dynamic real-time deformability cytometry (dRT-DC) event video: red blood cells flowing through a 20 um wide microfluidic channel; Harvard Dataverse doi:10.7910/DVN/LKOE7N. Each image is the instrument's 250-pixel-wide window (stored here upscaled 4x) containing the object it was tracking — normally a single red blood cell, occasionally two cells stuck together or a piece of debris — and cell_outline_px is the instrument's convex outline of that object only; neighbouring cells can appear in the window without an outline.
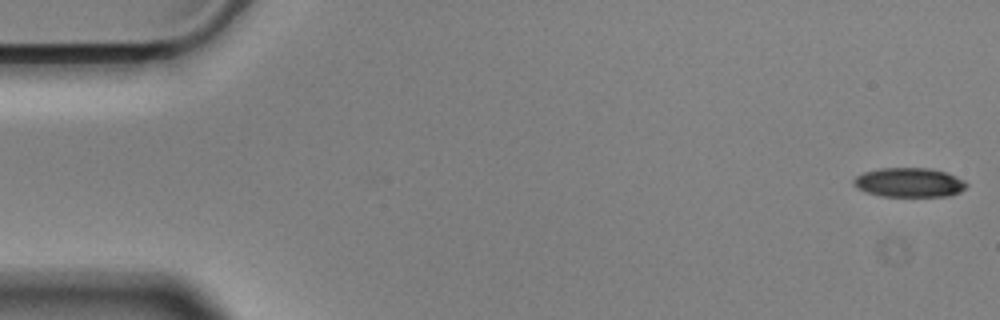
{"species": "Egyptian fruit bat (a non-hibernating species)", "species_latin": "Rousettus aegyptiacus", "temperature_condition": "cold", "stored_images_in_passage": 52, "camera_frame_rate_fps": 3000, "um_per_image_px": 0.085, "animal": {"sex": "male"}, "frame": {"image": 1, "passage_image": 1, "time_ms": 0.0, "image_size_px": [1000, 320], "cell_outline_px": [[968, 184], [960, 192], [948, 196], [884, 196], [868, 192], [856, 188], [852, 184], [852, 180], [856, 176], [864, 172], [880, 168], [928, 168], [944, 172], [964, 180]], "centroid_in_image_um": [77.25, 15.51], "position_along_channel_um": 7.7, "area_um2": 19.13}}
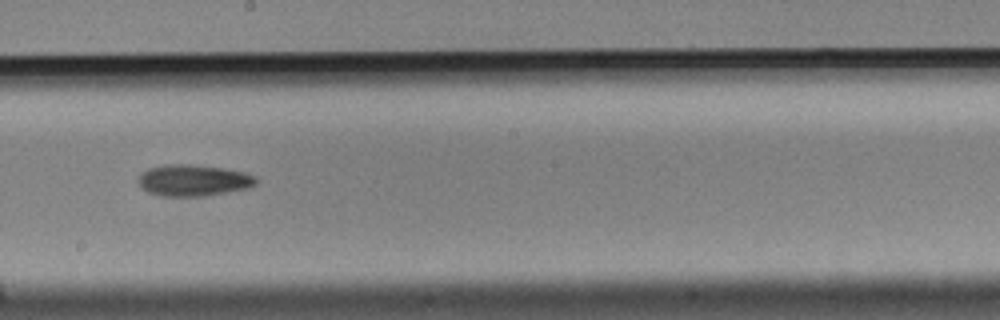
{"frame": {"image": 2, "passage_image": 31, "time_ms": 10.0, "image_size_px": [1000, 320], "cell_outline_px": [[256, 184], [248, 188], [204, 196], [160, 196], [148, 192], [136, 180], [140, 172], [148, 168], [164, 164], [192, 164], [224, 168], [244, 172], [256, 176]], "centroid_in_image_um": [16.4, 15.32], "position_along_channel_um": 231.8, "area_um2": 21.73}}
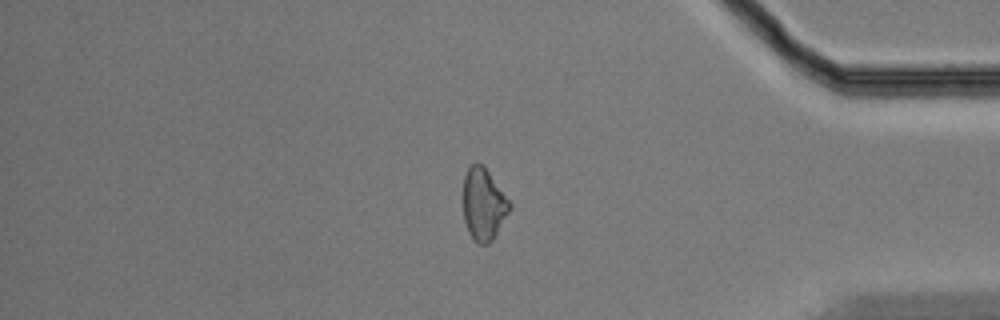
{"frame": {"image": 3, "passage_image": 47, "time_ms": 15.333, "image_size_px": [1000, 320], "cell_outline_px": [[512, 208], [496, 236], [488, 244], [476, 244], [472, 240], [468, 232], [464, 220], [464, 176], [468, 168], [472, 164], [484, 164], [512, 204]], "centroid_in_image_um": [41.13, 17.4], "position_along_channel_um": 394.1, "area_um2": 19.83}}